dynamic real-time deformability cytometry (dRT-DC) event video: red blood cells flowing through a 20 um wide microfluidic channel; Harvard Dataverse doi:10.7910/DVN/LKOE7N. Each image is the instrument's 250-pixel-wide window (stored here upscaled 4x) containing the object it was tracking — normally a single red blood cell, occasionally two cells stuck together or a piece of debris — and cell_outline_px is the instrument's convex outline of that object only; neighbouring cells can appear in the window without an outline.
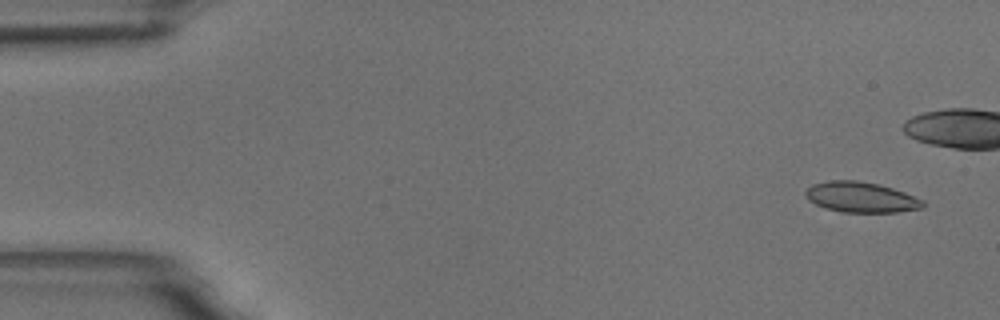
{"species": "common noctule bat (a hibernating species)", "species_latin": "Nyctalus noctula", "temperature_condition": "room temperature", "stored_images_in_passage": 7, "camera_frame_rate_fps": 3000, "um_per_image_px": 0.085, "animal": {"sex": "male", "body_mass_g": 18.8}, "frame": {"image": 1, "passage_image": 1, "time_ms": 0.0, "image_size_px": [1000, 320], "cell_outline_px": [[924, 208], [896, 212], [844, 212], [824, 208], [808, 200], [804, 196], [804, 192], [812, 184], [828, 180], [856, 180], [880, 184], [904, 192], [924, 200]], "centroid_in_image_um": [73.17, 16.76], "position_along_channel_um": 11.8, "area_um2": 20.98}}